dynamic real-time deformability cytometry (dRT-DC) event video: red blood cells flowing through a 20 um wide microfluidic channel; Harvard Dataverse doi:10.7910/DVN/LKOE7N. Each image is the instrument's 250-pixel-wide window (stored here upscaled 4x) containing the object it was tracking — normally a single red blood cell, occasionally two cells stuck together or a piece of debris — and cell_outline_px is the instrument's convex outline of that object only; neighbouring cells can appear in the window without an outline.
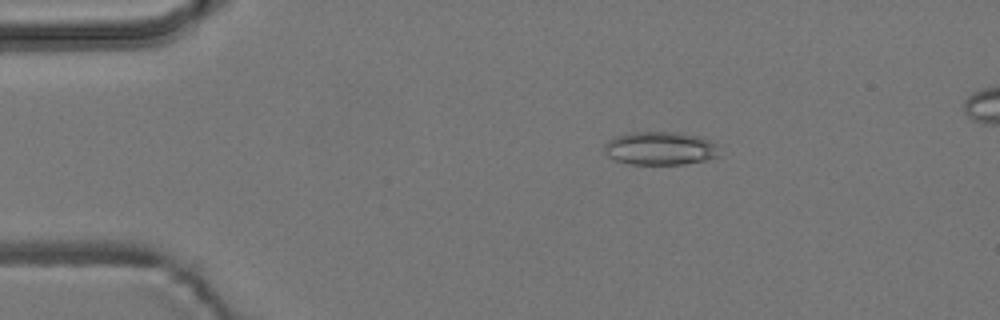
{"species": "common noctule bat (a hibernating species)", "species_latin": "Nyctalus noctula", "temperature_condition": "room temperature", "stored_images_in_passage": 52, "camera_frame_rate_fps": 3000, "um_per_image_px": 0.085, "animal": {"sex": "male", "body_mass_g": 19.2, "forearm_length_mm": 51.8}, "frame": {"image": 1, "passage_image": 7, "time_ms": 2.0, "image_size_px": [1000, 320], "cell_outline_px": [[720, 156], [708, 160], [684, 164], [632, 164], [616, 160], [608, 156], [604, 152], [604, 144], [608, 140], [616, 136], [632, 132], [680, 132], [700, 136], [716, 144]], "centroid_in_image_um": [56.13, 12.61], "position_along_channel_um": 28.9, "area_um2": 22.48}}
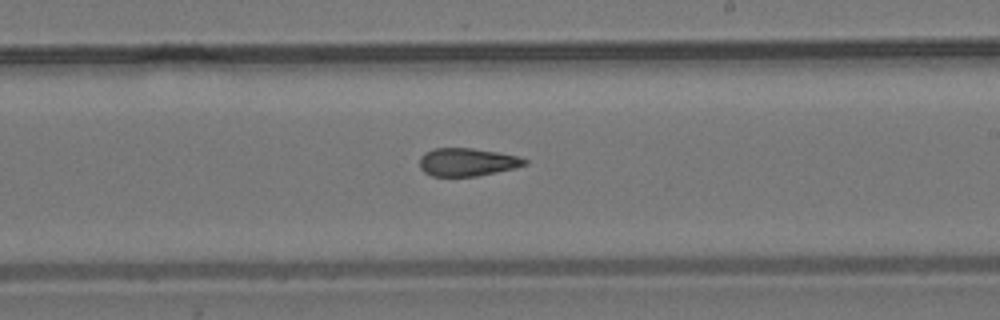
{"frame": {"image": 2, "passage_image": 29, "time_ms": 9.333, "image_size_px": [1000, 320], "cell_outline_px": [[528, 164], [516, 168], [476, 176], [432, 176], [424, 172], [420, 168], [420, 156], [424, 152], [432, 148], [472, 148], [496, 152], [516, 156], [528, 160]], "centroid_in_image_um": [39.69, 13.77], "position_along_channel_um": 249.3, "area_um2": 17.17}}
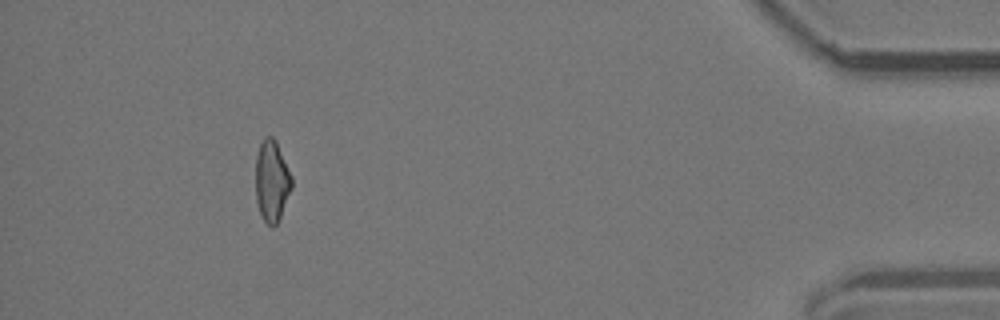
{"frame": {"image": 3, "passage_image": 47, "time_ms": 15.333, "image_size_px": [1000, 320], "cell_outline_px": [[292, 188], [280, 216], [276, 224], [272, 228], [264, 220], [260, 212], [256, 200], [256, 156], [260, 144], [264, 136], [272, 136], [276, 140], [292, 176]], "centroid_in_image_um": [23.1, 15.35], "position_along_channel_um": 412.1, "area_um2": 17.05}, "authors_computed_cell_mechanics": {"area_um2": 17.918, "velocity_mm_per_s": 3.7909, "shape_relaxation_time_tau1_ms": null, "shape_relaxation_time_tau2_ms": 4.3195, "deformation_change_tau1": null, "deformation_change_tau2": 0.1471}}